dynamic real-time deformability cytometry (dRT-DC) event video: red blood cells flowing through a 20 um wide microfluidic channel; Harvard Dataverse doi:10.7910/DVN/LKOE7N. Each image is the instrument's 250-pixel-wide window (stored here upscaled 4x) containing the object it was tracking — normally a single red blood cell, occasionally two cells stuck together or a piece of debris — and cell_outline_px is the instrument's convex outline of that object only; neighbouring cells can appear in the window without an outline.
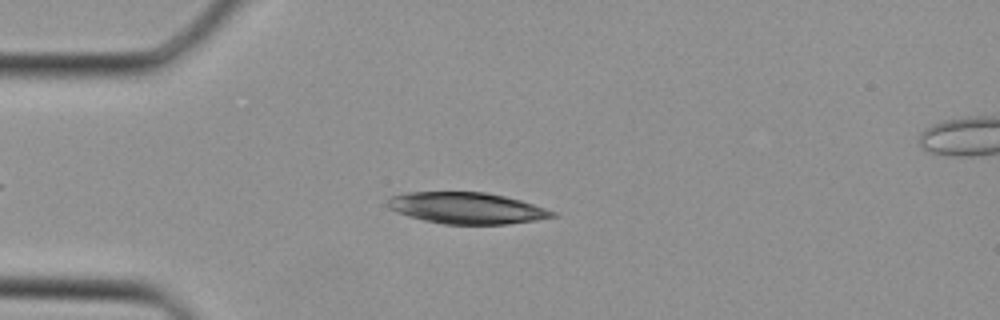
{"species": "Egyptian fruit bat (a non-hibernating species)", "species_latin": "Rousettus aegyptiacus", "temperature_condition": "cold", "stored_images_in_passage": 33, "camera_frame_rate_fps": 3000, "um_per_image_px": 0.085, "animal": {"sex": "female"}, "frame": {"image": 1, "passage_image": 6, "time_ms": 1.667, "image_size_px": [1000, 320], "cell_outline_px": [[556, 216], [536, 220], [508, 224], [444, 224], [424, 220], [408, 216], [396, 212], [388, 208], [388, 200], [392, 196], [408, 192], [484, 192], [504, 196], [520, 200], [556, 212]], "centroid_in_image_um": [39.65, 17.69], "position_along_channel_um": 45.3, "area_um2": 29.88}}
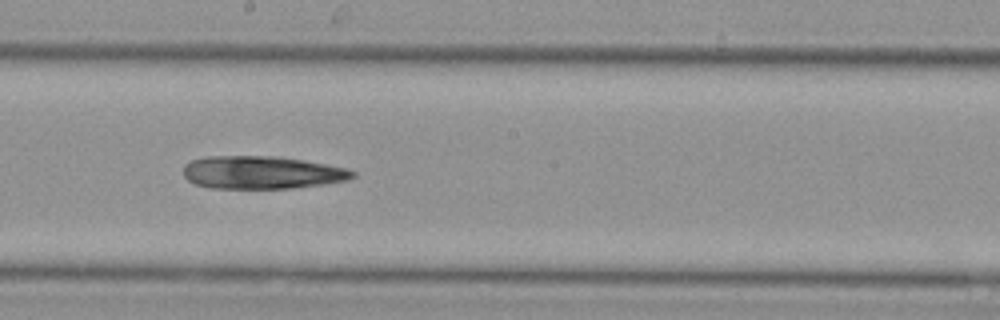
{"frame": {"image": 2, "passage_image": 17, "time_ms": 5.333, "image_size_px": [1000, 320], "cell_outline_px": [[356, 176], [348, 180], [292, 188], [212, 188], [196, 184], [188, 180], [184, 176], [184, 164], [192, 160], [204, 156], [276, 156], [304, 160], [348, 168], [356, 172]], "centroid_in_image_um": [22.26, 14.65], "position_along_channel_um": 225.9, "area_um2": 32.43}}
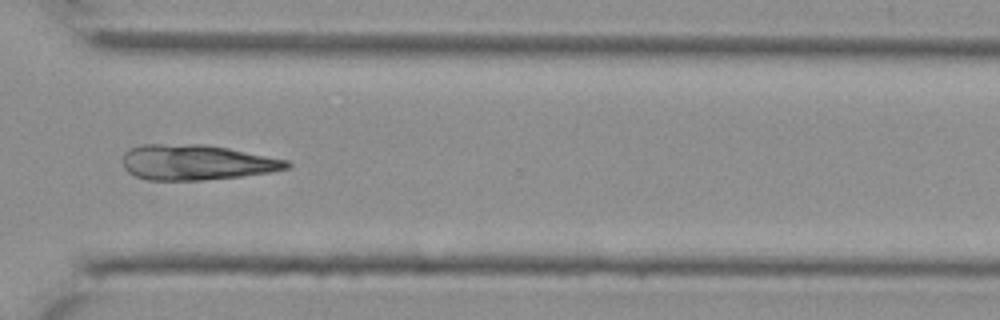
{"frame": {"image": 3, "passage_image": 24, "time_ms": 7.667, "image_size_px": [1000, 320], "cell_outline_px": [[292, 164], [288, 168], [268, 172], [240, 176], [200, 180], [148, 180], [136, 176], [128, 172], [124, 168], [124, 152], [128, 148], [140, 144], [204, 144], [228, 148], [288, 160]], "centroid_in_image_um": [16.66, 13.79], "position_along_channel_um": 353.9, "area_um2": 33.7}}